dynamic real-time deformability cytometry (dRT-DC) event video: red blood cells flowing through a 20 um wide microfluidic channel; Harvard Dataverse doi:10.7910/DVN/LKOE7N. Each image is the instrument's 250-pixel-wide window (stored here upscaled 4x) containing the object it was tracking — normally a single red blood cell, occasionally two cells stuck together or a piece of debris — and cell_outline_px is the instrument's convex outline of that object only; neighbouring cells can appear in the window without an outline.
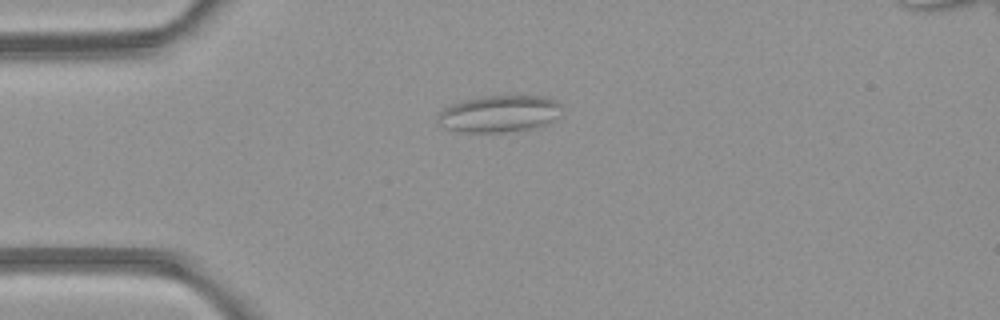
{"species": "common noctule bat (a hibernating species)", "species_latin": "Nyctalus noctula", "temperature_condition": "room temperature", "stored_images_in_passage": 3, "camera_frame_rate_fps": 3000, "um_per_image_px": 0.085, "animal": {"sex": "female", "body_mass_g": 21.9}, "frame": {"image": 1, "passage_image": 1, "time_ms": 0.0, "image_size_px": [1000, 320], "cell_outline_px": [[560, 104], [548, 120], [540, 128], [504, 132], [460, 132], [448, 128], [436, 120], [440, 112], [444, 108], [452, 104], [464, 100], [484, 96], [544, 96], [556, 100]], "centroid_in_image_um": [42.35, 9.67], "position_along_channel_um": 42.6, "area_um2": 25.95}}